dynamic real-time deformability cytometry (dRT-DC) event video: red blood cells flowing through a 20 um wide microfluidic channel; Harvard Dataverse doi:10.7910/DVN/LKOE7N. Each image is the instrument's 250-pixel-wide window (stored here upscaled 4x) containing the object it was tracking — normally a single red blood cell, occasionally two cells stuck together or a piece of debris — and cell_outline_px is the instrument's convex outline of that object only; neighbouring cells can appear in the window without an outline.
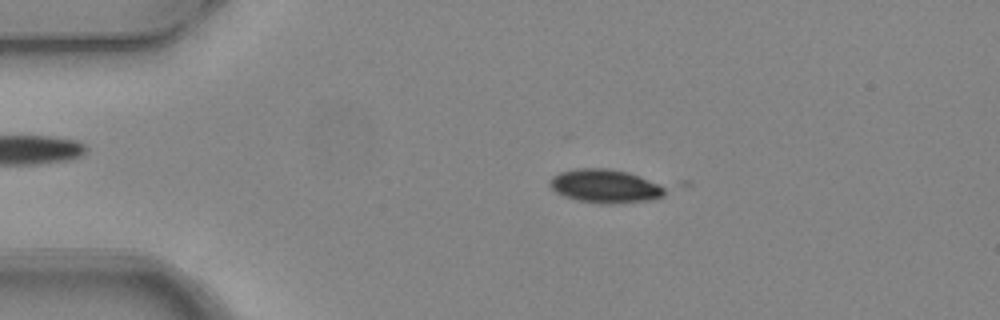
{"species": "common noctule bat (a hibernating species)", "species_latin": "Nyctalus noctula", "temperature_condition": "warm", "stored_images_in_passage": 4, "camera_frame_rate_fps": 3000, "um_per_image_px": 0.085, "animal": {"sex": "female", "body_mass_g": 24.6, "forearm_length_mm": 56.2}, "frame": {"image": 1, "passage_image": 2, "time_ms": 0.333, "image_size_px": [1000, 320], "cell_outline_px": [[664, 196], [652, 200], [616, 204], [604, 204], [576, 200], [564, 196], [556, 192], [548, 184], [548, 180], [552, 176], [560, 172], [580, 168], [608, 168], [628, 172], [660, 184], [664, 188]], "centroid_in_image_um": [51.42, 15.83], "position_along_channel_um": 33.6, "area_um2": 22.66}}